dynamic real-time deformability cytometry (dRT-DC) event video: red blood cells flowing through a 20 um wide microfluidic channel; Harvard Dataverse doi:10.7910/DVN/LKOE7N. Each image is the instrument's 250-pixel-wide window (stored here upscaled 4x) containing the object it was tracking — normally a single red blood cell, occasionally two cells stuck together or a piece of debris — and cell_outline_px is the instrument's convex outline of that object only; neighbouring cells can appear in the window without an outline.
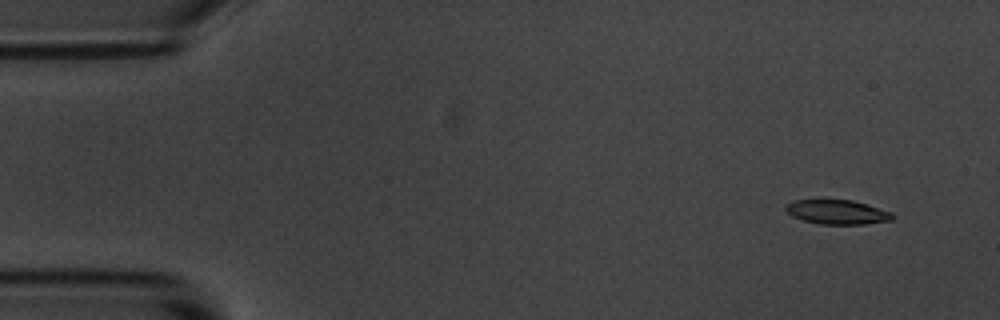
{"species": "common noctule bat (a hibernating species)", "species_latin": "Nyctalus noctula", "temperature_condition": "room temperature", "stored_images_in_passage": 5, "camera_frame_rate_fps": 3000, "um_per_image_px": 0.085, "animal": {"sex": "male", "body_mass_g": 20.1, "forearm_length_mm": 53.5}, "frame": {"image": 1, "passage_image": 2, "time_ms": 1.0, "image_size_px": [1000, 320], "cell_outline_px": [[896, 216], [892, 220], [864, 224], [820, 224], [804, 220], [792, 216], [784, 208], [792, 200], [852, 200], [892, 212]], "centroid_in_image_um": [71.19, 18.03], "position_along_channel_um": 13.8, "area_um2": 15.03}}
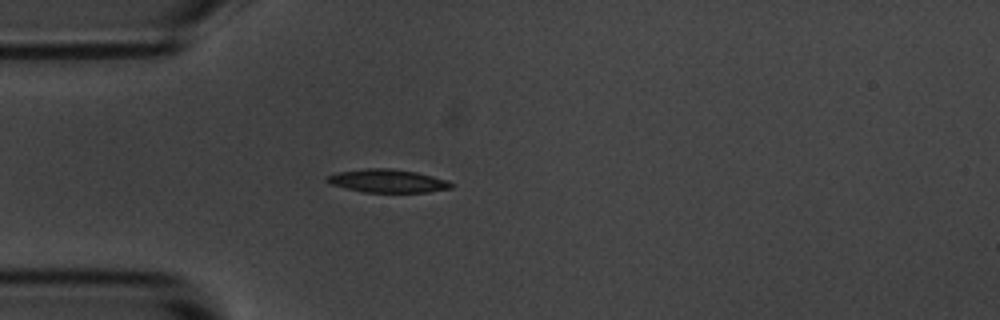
{"frame": {"image": 2, "passage_image": 5, "time_ms": 4.667, "image_size_px": [1000, 320], "cell_outline_px": [[456, 184], [452, 188], [428, 192], [364, 192], [344, 188], [332, 184], [324, 180], [324, 176], [336, 172], [364, 168], [392, 168], [416, 172], [448, 180]], "centroid_in_image_um": [32.93, 15.37], "position_along_channel_um": 52.1, "area_um2": 17.05}}